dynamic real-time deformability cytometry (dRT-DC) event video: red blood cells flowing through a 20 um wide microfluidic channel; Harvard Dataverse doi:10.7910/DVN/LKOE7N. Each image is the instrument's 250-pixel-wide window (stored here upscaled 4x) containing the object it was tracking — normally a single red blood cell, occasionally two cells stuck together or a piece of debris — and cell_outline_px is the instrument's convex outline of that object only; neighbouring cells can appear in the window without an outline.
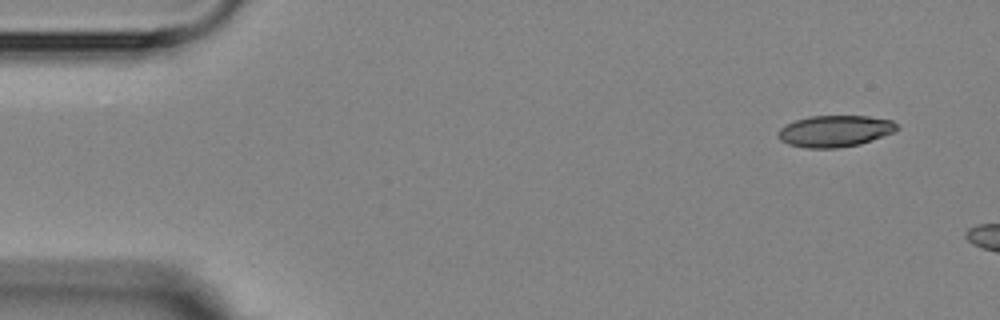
{"species": "Egyptian fruit bat (a non-hibernating species)", "species_latin": "Rousettus aegyptiacus", "temperature_condition": "room temperature", "stored_images_in_passage": 3, "camera_frame_rate_fps": 3000, "um_per_image_px": 0.085, "animal": {"sex": "female"}, "frame": {"image": 1, "passage_image": 1, "time_ms": 0.0, "image_size_px": [1000, 320], "cell_outline_px": [[900, 128], [896, 132], [860, 144], [836, 148], [808, 148], [788, 144], [780, 140], [776, 136], [776, 132], [784, 124], [808, 116], [868, 116], [892, 120]], "centroid_in_image_um": [70.96, 11.14], "position_along_channel_um": 14.0, "area_um2": 22.08}}